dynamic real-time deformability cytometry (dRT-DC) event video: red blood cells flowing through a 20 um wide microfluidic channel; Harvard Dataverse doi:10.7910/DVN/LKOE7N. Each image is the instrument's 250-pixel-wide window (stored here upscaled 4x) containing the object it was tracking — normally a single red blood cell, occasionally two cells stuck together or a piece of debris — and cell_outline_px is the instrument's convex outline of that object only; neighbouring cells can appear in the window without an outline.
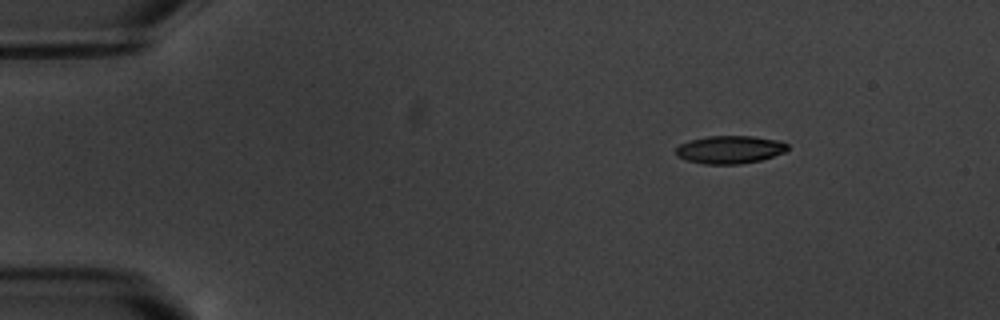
{"species": "common noctule bat (a hibernating species)", "species_latin": "Nyctalus noctula", "temperature_condition": "warm", "stored_images_in_passage": 9, "camera_frame_rate_fps": 3000, "um_per_image_px": 0.085, "animal": {"sex": "male", "body_mass_g": 20.1, "forearm_length_mm": 53.5}, "frame": {"image": 1, "passage_image": 1, "time_ms": 0.0, "image_size_px": [1000, 320], "cell_outline_px": [[788, 148], [784, 152], [760, 160], [740, 164], [704, 164], [688, 160], [676, 156], [676, 148], [680, 144], [692, 140], [708, 136], [752, 136], [780, 140], [788, 144]], "centroid_in_image_um": [62.05, 12.71], "position_along_channel_um": 23.0, "area_um2": 18.03}}
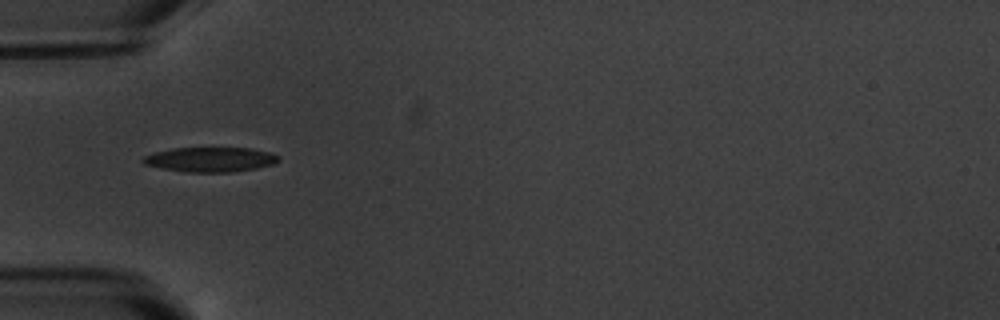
{"frame": {"image": 2, "passage_image": 4, "time_ms": 3.667, "image_size_px": [1000, 320], "cell_outline_px": [[280, 160], [272, 164], [256, 168], [232, 172], [184, 172], [144, 164], [140, 160], [144, 156], [152, 152], [172, 148], [248, 148], [272, 152], [280, 156]], "centroid_in_image_um": [17.87, 13.55], "position_along_channel_um": 67.1, "area_um2": 19.59}}
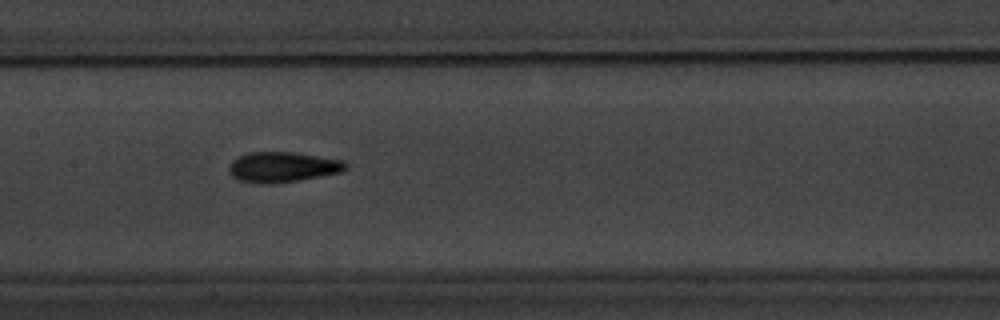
{"frame": {"image": 3, "passage_image": 7, "time_ms": 7.0, "image_size_px": [1000, 320], "cell_outline_px": [[348, 168], [340, 172], [320, 176], [296, 180], [268, 184], [256, 184], [236, 180], [228, 172], [228, 168], [232, 160], [236, 156], [248, 152], [296, 152], [344, 160], [348, 164]], "centroid_in_image_um": [23.98, 14.19], "position_along_channel_um": 183.4, "area_um2": 20.92}}